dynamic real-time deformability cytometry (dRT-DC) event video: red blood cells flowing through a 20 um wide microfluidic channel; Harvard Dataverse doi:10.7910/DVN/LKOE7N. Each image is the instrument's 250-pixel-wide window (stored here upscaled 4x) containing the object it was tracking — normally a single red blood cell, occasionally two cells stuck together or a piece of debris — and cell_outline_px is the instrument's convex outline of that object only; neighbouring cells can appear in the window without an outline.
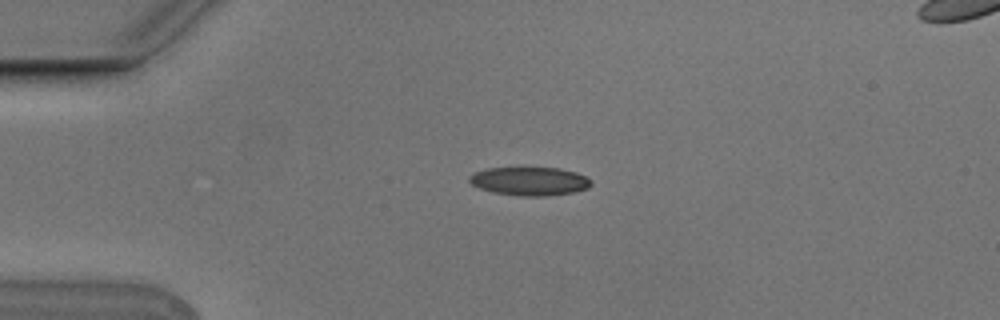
{"species": "Egyptian fruit bat (a non-hibernating species)", "species_latin": "Rousettus aegyptiacus", "temperature_condition": "cold", "stored_images_in_passage": 6, "camera_frame_rate_fps": 3000, "um_per_image_px": 0.085, "animal": {"sex": "male"}, "frame": {"image": 1, "passage_image": 1, "time_ms": 0.0, "image_size_px": [1000, 320], "cell_outline_px": [[592, 184], [588, 188], [572, 192], [548, 196], [520, 196], [492, 192], [480, 188], [472, 184], [468, 180], [468, 176], [472, 172], [488, 168], [560, 168], [576, 172], [592, 180]], "centroid_in_image_um": [45.0, 15.4], "position_along_channel_um": 40.0, "area_um2": 20.29}}
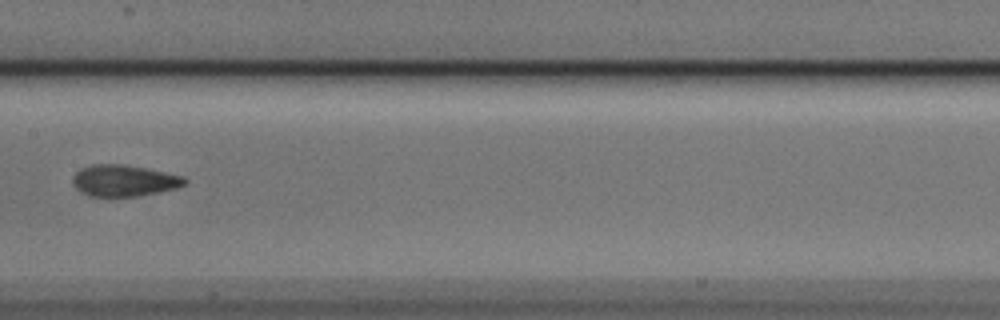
{"frame": {"image": 2, "passage_image": 5, "time_ms": 1.333, "image_size_px": [1000, 320], "cell_outline_px": [[188, 180], [184, 184], [176, 188], [160, 192], [136, 196], [88, 196], [80, 192], [72, 184], [72, 176], [80, 168], [92, 164], [120, 164], [144, 168], [184, 176]], "centroid_in_image_um": [10.5, 15.35], "position_along_channel_um": 196.9, "area_um2": 20.52}}
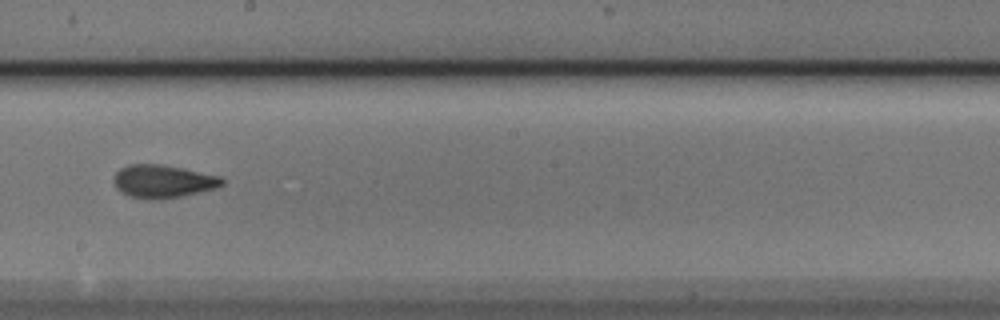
{"frame": {"image": 3, "passage_image": 6, "time_ms": 1.667, "image_size_px": [1000, 320], "cell_outline_px": [[224, 184], [220, 188], [180, 196], [156, 200], [148, 200], [128, 196], [120, 192], [116, 188], [112, 180], [116, 172], [120, 168], [128, 164], [160, 164], [184, 168], [220, 176], [224, 180]], "centroid_in_image_um": [13.84, 15.42], "position_along_channel_um": 234.4, "area_um2": 21.21}}